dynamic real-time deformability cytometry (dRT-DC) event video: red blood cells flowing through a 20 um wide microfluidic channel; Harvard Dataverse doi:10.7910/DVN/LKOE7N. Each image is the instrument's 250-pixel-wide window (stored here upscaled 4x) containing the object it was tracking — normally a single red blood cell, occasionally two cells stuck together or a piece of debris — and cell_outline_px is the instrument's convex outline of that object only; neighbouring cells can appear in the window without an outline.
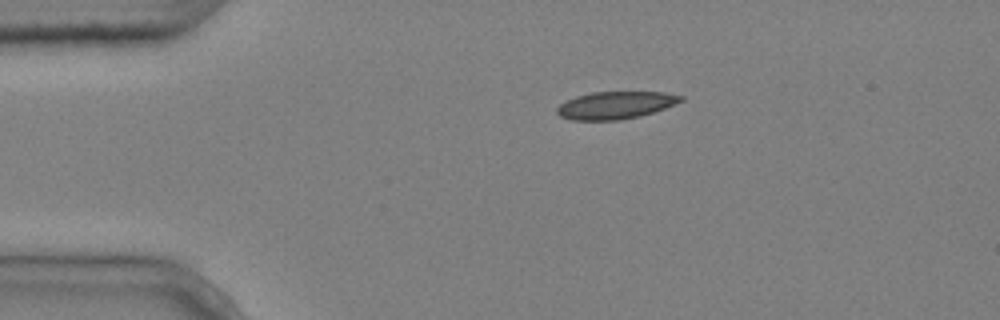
{"species": "common noctule bat (a hibernating species)", "species_latin": "Nyctalus noctula", "temperature_condition": "cold", "stored_images_in_passage": 3, "camera_frame_rate_fps": 3000, "um_per_image_px": 0.085, "animal": {"sex": "male", "body_mass_g": 20.4}, "frame": {"image": 1, "passage_image": 1, "time_ms": 0.0, "image_size_px": [1000, 320], "cell_outline_px": [[684, 100], [664, 108], [640, 116], [620, 120], [572, 120], [560, 116], [556, 112], [556, 108], [560, 104], [576, 96], [592, 92], [664, 92], [684, 96]], "centroid_in_image_um": [52.31, 8.94], "position_along_channel_um": 32.7, "area_um2": 19.71}}
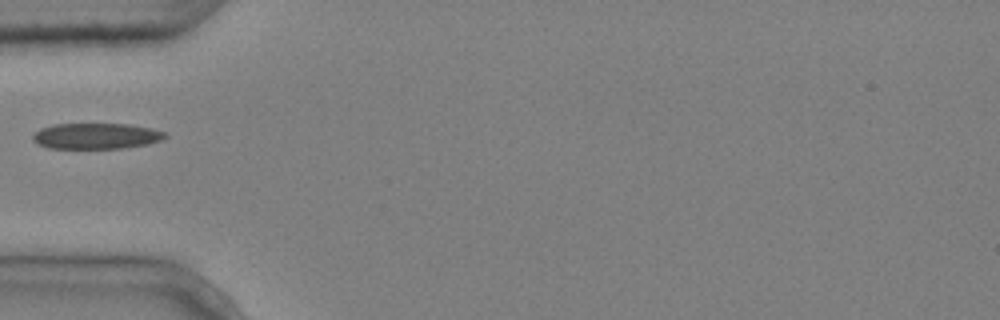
{"frame": {"image": 2, "passage_image": 3, "time_ms": 0.667, "image_size_px": [1000, 320], "cell_outline_px": [[168, 136], [160, 140], [148, 144], [124, 148], [48, 148], [36, 144], [32, 140], [32, 136], [40, 128], [52, 124], [128, 124], [152, 128], [164, 132]], "centroid_in_image_um": [8.15, 11.56], "position_along_channel_um": 76.9, "area_um2": 20.0}}